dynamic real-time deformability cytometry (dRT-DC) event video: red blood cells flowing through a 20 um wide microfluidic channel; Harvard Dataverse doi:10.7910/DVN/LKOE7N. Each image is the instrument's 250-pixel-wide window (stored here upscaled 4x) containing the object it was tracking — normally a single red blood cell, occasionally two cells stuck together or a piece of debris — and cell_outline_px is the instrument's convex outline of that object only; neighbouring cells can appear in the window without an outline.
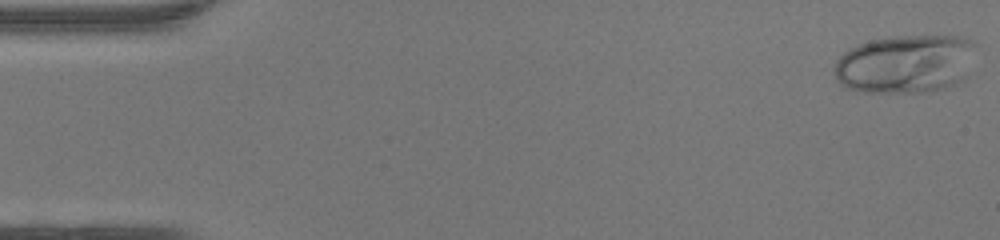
{"species": "human", "species_latin": "Homo sapiens", "temperature_condition": "warm", "stored_images_in_passage": 47, "camera_frame_rate_fps": 3000, "um_per_image_px": 0.085, "donor": {"sex": "female"}, "frame": {"image": 1, "passage_image": 1, "time_ms": 0.0, "image_size_px": [1000, 240], "cell_outline_px": [[976, 44], [964, 80], [956, 84], [944, 88], [924, 92], [864, 92], [848, 88], [840, 84], [836, 80], [832, 68], [836, 60], [844, 52], [856, 44], [872, 40], [892, 36], [956, 36], [972, 40]], "centroid_in_image_um": [76.92, 5.43], "position_along_channel_um": 8.1, "area_um2": 48.49}}
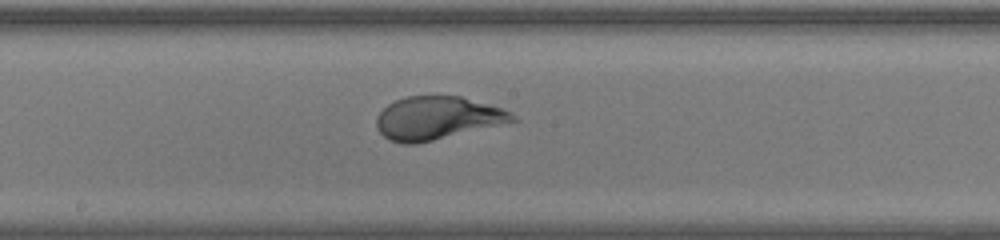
{"frame": {"image": 2, "passage_image": 25, "time_ms": 8.0, "image_size_px": [1000, 240], "cell_outline_px": [[520, 120], [416, 144], [400, 144], [388, 140], [376, 128], [376, 116], [388, 104], [404, 96], [460, 96], [488, 104], [512, 112]], "centroid_in_image_um": [37.14, 10.04], "position_along_channel_um": 211.1, "area_um2": 34.16}}
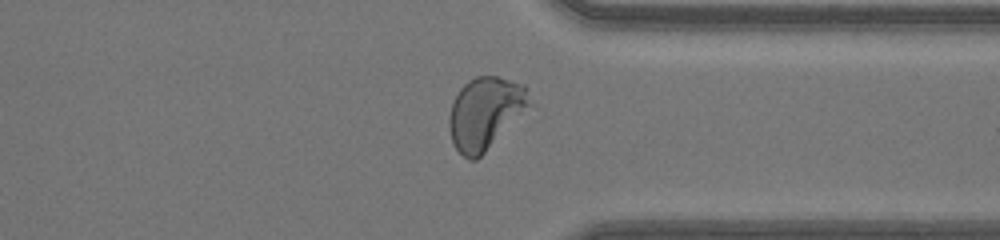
{"frame": {"image": 3, "passage_image": 36, "time_ms": 11.667, "image_size_px": [1000, 240], "cell_outline_px": [[528, 104], [484, 152], [476, 160], [468, 160], [456, 148], [452, 140], [448, 124], [448, 116], [452, 104], [460, 88], [468, 80], [476, 76], [496, 76], [524, 84]], "centroid_in_image_um": [41.14, 9.58], "position_along_channel_um": 370.3, "area_um2": 32.31}, "authors_computed_cell_mechanics": {"area_um2": 35.4892, "velocity_mm_per_s": 4.3751, "shape_relaxation_time_tau1_ms": 3.7831, "shape_relaxation_time_tau2_ms": null, "deformation_change_tau1": 0.2216, "deformation_change_tau2": null}}